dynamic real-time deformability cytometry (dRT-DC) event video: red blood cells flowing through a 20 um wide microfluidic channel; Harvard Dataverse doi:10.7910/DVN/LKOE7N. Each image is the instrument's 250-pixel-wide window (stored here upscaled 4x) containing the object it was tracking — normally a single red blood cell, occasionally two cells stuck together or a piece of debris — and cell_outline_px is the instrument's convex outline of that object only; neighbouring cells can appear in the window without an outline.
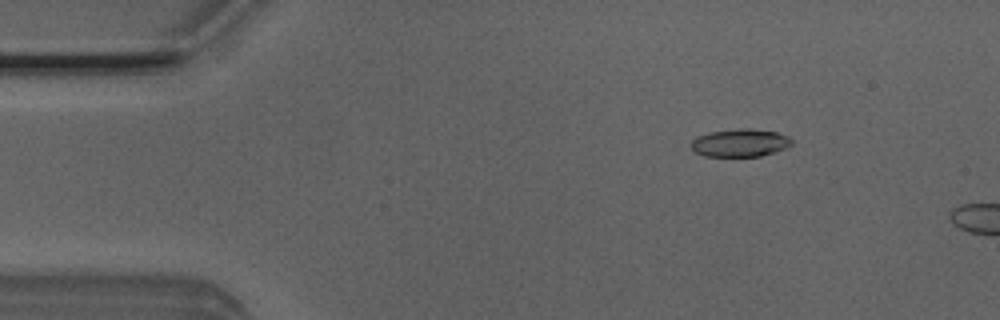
{"species": "Egyptian fruit bat (a non-hibernating species)", "species_latin": "Rousettus aegyptiacus", "temperature_condition": "room temperature", "stored_images_in_passage": 11, "camera_frame_rate_fps": 3000, "um_per_image_px": 0.085, "animal": {"sex": "male"}, "frame": {"image": 1, "passage_image": 7, "time_ms": 2.0, "image_size_px": [1000, 320], "cell_outline_px": [[792, 144], [784, 148], [760, 156], [704, 156], [696, 152], [692, 148], [692, 140], [696, 136], [712, 132], [740, 128], [748, 128], [776, 132], [788, 136], [792, 140]], "centroid_in_image_um": [62.9, 12.13], "position_along_channel_um": 22.1, "area_um2": 16.07}}